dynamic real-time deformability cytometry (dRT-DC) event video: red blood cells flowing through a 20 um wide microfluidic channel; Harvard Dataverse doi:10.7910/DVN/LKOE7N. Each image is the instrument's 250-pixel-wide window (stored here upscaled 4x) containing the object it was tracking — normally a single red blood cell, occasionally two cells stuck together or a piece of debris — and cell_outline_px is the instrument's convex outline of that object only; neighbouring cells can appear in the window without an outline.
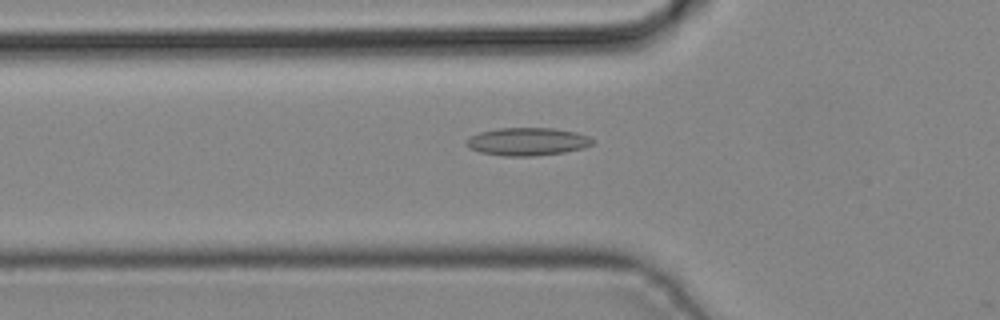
{"species": "common noctule bat (a hibernating species)", "species_latin": "Nyctalus noctula", "temperature_condition": "cold", "stored_images_in_passage": 42, "camera_frame_rate_fps": 3000, "um_per_image_px": 0.085, "animal": {"sex": "male", "body_mass_g": 19.2, "forearm_length_mm": 51.8}, "frame": {"image": 1, "passage_image": 13, "time_ms": 4.0, "image_size_px": [1000, 320], "cell_outline_px": [[596, 140], [592, 144], [584, 148], [564, 152], [536, 156], [504, 156], [480, 152], [468, 148], [464, 144], [464, 140], [480, 132], [500, 128], [552, 128], [576, 132], [588, 136]], "centroid_in_image_um": [44.82, 12.04], "position_along_channel_um": 81.0, "area_um2": 20.63}}
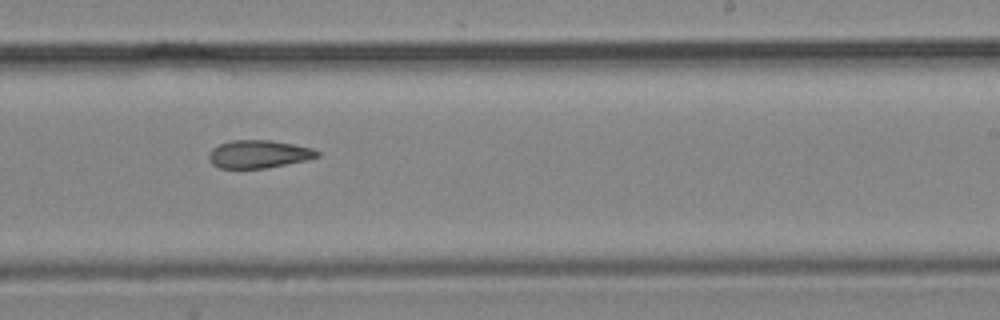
{"frame": {"image": 2, "passage_image": 25, "time_ms": 8.0, "image_size_px": [1000, 320], "cell_outline_px": [[320, 156], [308, 160], [268, 168], [220, 168], [212, 164], [208, 160], [208, 156], [212, 148], [220, 144], [232, 140], [272, 140], [312, 148], [320, 152]], "centroid_in_image_um": [22.0, 13.1], "position_along_channel_um": 267.0, "area_um2": 17.74}}
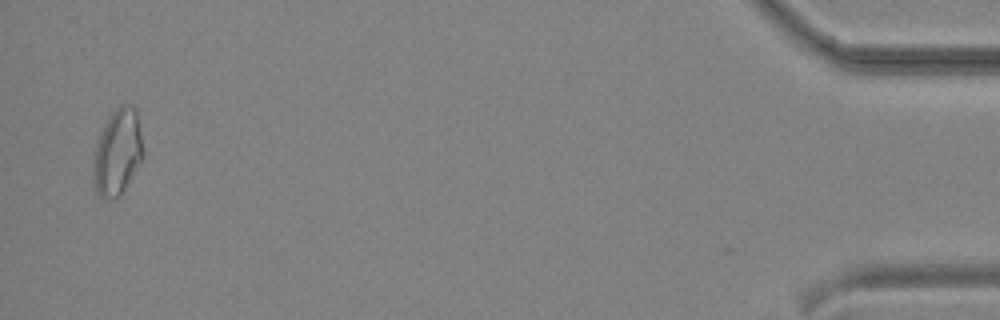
{"frame": {"image": 3, "passage_image": 41, "time_ms": 13.333, "image_size_px": [1000, 320], "cell_outline_px": [[144, 156], [120, 196], [100, 196], [96, 192], [96, 144], [100, 132], [112, 112], [124, 104], [128, 104], [136, 112], [144, 152]], "centroid_in_image_um": [10.04, 12.9], "position_along_channel_um": 425.2, "area_um2": 23.64}}